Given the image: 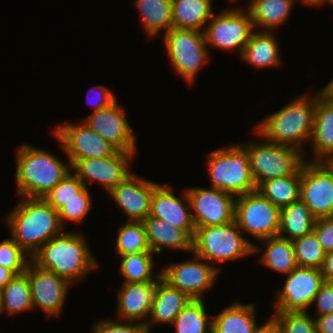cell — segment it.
Here are the masks:
<instances>
[{
    "label": "cell",
    "mask_w": 333,
    "mask_h": 333,
    "mask_svg": "<svg viewBox=\"0 0 333 333\" xmlns=\"http://www.w3.org/2000/svg\"><path fill=\"white\" fill-rule=\"evenodd\" d=\"M33 310L31 286L26 273L15 275L0 293V312L10 315Z\"/></svg>",
    "instance_id": "obj_32"
},
{
    "label": "cell",
    "mask_w": 333,
    "mask_h": 333,
    "mask_svg": "<svg viewBox=\"0 0 333 333\" xmlns=\"http://www.w3.org/2000/svg\"><path fill=\"white\" fill-rule=\"evenodd\" d=\"M260 241L266 243V248L259 259L267 268L288 275L298 267L291 240L278 235Z\"/></svg>",
    "instance_id": "obj_31"
},
{
    "label": "cell",
    "mask_w": 333,
    "mask_h": 333,
    "mask_svg": "<svg viewBox=\"0 0 333 333\" xmlns=\"http://www.w3.org/2000/svg\"><path fill=\"white\" fill-rule=\"evenodd\" d=\"M211 187L240 196L257 190L250 172L248 149L243 144L230 145L207 156Z\"/></svg>",
    "instance_id": "obj_5"
},
{
    "label": "cell",
    "mask_w": 333,
    "mask_h": 333,
    "mask_svg": "<svg viewBox=\"0 0 333 333\" xmlns=\"http://www.w3.org/2000/svg\"><path fill=\"white\" fill-rule=\"evenodd\" d=\"M86 241L79 232H62L43 244L31 257L32 262L75 284L98 267Z\"/></svg>",
    "instance_id": "obj_2"
},
{
    "label": "cell",
    "mask_w": 333,
    "mask_h": 333,
    "mask_svg": "<svg viewBox=\"0 0 333 333\" xmlns=\"http://www.w3.org/2000/svg\"><path fill=\"white\" fill-rule=\"evenodd\" d=\"M203 260L194 254L193 260L170 263L161 271V278L191 300H203L205 291L214 285L222 270L219 266Z\"/></svg>",
    "instance_id": "obj_12"
},
{
    "label": "cell",
    "mask_w": 333,
    "mask_h": 333,
    "mask_svg": "<svg viewBox=\"0 0 333 333\" xmlns=\"http://www.w3.org/2000/svg\"><path fill=\"white\" fill-rule=\"evenodd\" d=\"M142 222L153 253H161L163 247L192 253L193 237L185 229L176 228L153 216H148Z\"/></svg>",
    "instance_id": "obj_23"
},
{
    "label": "cell",
    "mask_w": 333,
    "mask_h": 333,
    "mask_svg": "<svg viewBox=\"0 0 333 333\" xmlns=\"http://www.w3.org/2000/svg\"><path fill=\"white\" fill-rule=\"evenodd\" d=\"M134 5L142 17V26L148 37L167 33L172 27V0H135Z\"/></svg>",
    "instance_id": "obj_30"
},
{
    "label": "cell",
    "mask_w": 333,
    "mask_h": 333,
    "mask_svg": "<svg viewBox=\"0 0 333 333\" xmlns=\"http://www.w3.org/2000/svg\"><path fill=\"white\" fill-rule=\"evenodd\" d=\"M324 283L321 269L297 267L277 291L275 311H307Z\"/></svg>",
    "instance_id": "obj_16"
},
{
    "label": "cell",
    "mask_w": 333,
    "mask_h": 333,
    "mask_svg": "<svg viewBox=\"0 0 333 333\" xmlns=\"http://www.w3.org/2000/svg\"><path fill=\"white\" fill-rule=\"evenodd\" d=\"M331 166H333V156L327 161Z\"/></svg>",
    "instance_id": "obj_53"
},
{
    "label": "cell",
    "mask_w": 333,
    "mask_h": 333,
    "mask_svg": "<svg viewBox=\"0 0 333 333\" xmlns=\"http://www.w3.org/2000/svg\"><path fill=\"white\" fill-rule=\"evenodd\" d=\"M241 234L235 219L224 225L197 227L192 253L209 263H223L261 250Z\"/></svg>",
    "instance_id": "obj_6"
},
{
    "label": "cell",
    "mask_w": 333,
    "mask_h": 333,
    "mask_svg": "<svg viewBox=\"0 0 333 333\" xmlns=\"http://www.w3.org/2000/svg\"><path fill=\"white\" fill-rule=\"evenodd\" d=\"M94 89H96L97 93H98V98L96 97V99H98L96 102L93 101H89L91 102L90 105L93 106L94 108V112L95 111H99L102 110L105 107H108L109 105H111L112 103H114L116 101V97L115 95L109 91L107 88H105L102 85H97V86H93L90 90H93L92 92L90 91V93H94ZM89 95L87 94V99H89ZM97 96V95H96ZM90 100V99H89Z\"/></svg>",
    "instance_id": "obj_45"
},
{
    "label": "cell",
    "mask_w": 333,
    "mask_h": 333,
    "mask_svg": "<svg viewBox=\"0 0 333 333\" xmlns=\"http://www.w3.org/2000/svg\"><path fill=\"white\" fill-rule=\"evenodd\" d=\"M206 310L204 300H191L171 325L176 333H212L213 319Z\"/></svg>",
    "instance_id": "obj_35"
},
{
    "label": "cell",
    "mask_w": 333,
    "mask_h": 333,
    "mask_svg": "<svg viewBox=\"0 0 333 333\" xmlns=\"http://www.w3.org/2000/svg\"><path fill=\"white\" fill-rule=\"evenodd\" d=\"M158 183L131 174L109 194L128 217L127 221L142 222L150 214L151 199Z\"/></svg>",
    "instance_id": "obj_19"
},
{
    "label": "cell",
    "mask_w": 333,
    "mask_h": 333,
    "mask_svg": "<svg viewBox=\"0 0 333 333\" xmlns=\"http://www.w3.org/2000/svg\"><path fill=\"white\" fill-rule=\"evenodd\" d=\"M25 273L31 286L33 309L39 307L49 317L58 316L63 311L71 283L54 272L39 268L32 261Z\"/></svg>",
    "instance_id": "obj_17"
},
{
    "label": "cell",
    "mask_w": 333,
    "mask_h": 333,
    "mask_svg": "<svg viewBox=\"0 0 333 333\" xmlns=\"http://www.w3.org/2000/svg\"><path fill=\"white\" fill-rule=\"evenodd\" d=\"M17 150L15 183L21 197L43 198L72 171L70 163L49 151L28 144Z\"/></svg>",
    "instance_id": "obj_4"
},
{
    "label": "cell",
    "mask_w": 333,
    "mask_h": 333,
    "mask_svg": "<svg viewBox=\"0 0 333 333\" xmlns=\"http://www.w3.org/2000/svg\"><path fill=\"white\" fill-rule=\"evenodd\" d=\"M244 146L248 149L250 172L256 188L272 178L301 175V167L306 161L304 156L307 155L303 150L268 140Z\"/></svg>",
    "instance_id": "obj_7"
},
{
    "label": "cell",
    "mask_w": 333,
    "mask_h": 333,
    "mask_svg": "<svg viewBox=\"0 0 333 333\" xmlns=\"http://www.w3.org/2000/svg\"><path fill=\"white\" fill-rule=\"evenodd\" d=\"M292 244L298 267L322 268L326 252L313 231L303 237L294 239Z\"/></svg>",
    "instance_id": "obj_37"
},
{
    "label": "cell",
    "mask_w": 333,
    "mask_h": 333,
    "mask_svg": "<svg viewBox=\"0 0 333 333\" xmlns=\"http://www.w3.org/2000/svg\"><path fill=\"white\" fill-rule=\"evenodd\" d=\"M84 122L119 151L136 152V138L117 100L99 111H93Z\"/></svg>",
    "instance_id": "obj_18"
},
{
    "label": "cell",
    "mask_w": 333,
    "mask_h": 333,
    "mask_svg": "<svg viewBox=\"0 0 333 333\" xmlns=\"http://www.w3.org/2000/svg\"><path fill=\"white\" fill-rule=\"evenodd\" d=\"M297 1H300V2H303L304 4H307V5H314V6H320V3L322 0H297Z\"/></svg>",
    "instance_id": "obj_51"
},
{
    "label": "cell",
    "mask_w": 333,
    "mask_h": 333,
    "mask_svg": "<svg viewBox=\"0 0 333 333\" xmlns=\"http://www.w3.org/2000/svg\"><path fill=\"white\" fill-rule=\"evenodd\" d=\"M255 311L253 303H232L212 318V333H254L258 326Z\"/></svg>",
    "instance_id": "obj_26"
},
{
    "label": "cell",
    "mask_w": 333,
    "mask_h": 333,
    "mask_svg": "<svg viewBox=\"0 0 333 333\" xmlns=\"http://www.w3.org/2000/svg\"><path fill=\"white\" fill-rule=\"evenodd\" d=\"M185 191L193 210L191 215L195 228L224 225L234 220V195L212 187H190Z\"/></svg>",
    "instance_id": "obj_14"
},
{
    "label": "cell",
    "mask_w": 333,
    "mask_h": 333,
    "mask_svg": "<svg viewBox=\"0 0 333 333\" xmlns=\"http://www.w3.org/2000/svg\"><path fill=\"white\" fill-rule=\"evenodd\" d=\"M208 22L203 30L206 45L227 51L237 48L240 56L255 30L249 11L242 8L214 13Z\"/></svg>",
    "instance_id": "obj_10"
},
{
    "label": "cell",
    "mask_w": 333,
    "mask_h": 333,
    "mask_svg": "<svg viewBox=\"0 0 333 333\" xmlns=\"http://www.w3.org/2000/svg\"><path fill=\"white\" fill-rule=\"evenodd\" d=\"M314 94L310 98L303 94L268 115L256 124L255 133L263 140L302 150L301 145L305 141L310 142L313 133L316 110V93Z\"/></svg>",
    "instance_id": "obj_3"
},
{
    "label": "cell",
    "mask_w": 333,
    "mask_h": 333,
    "mask_svg": "<svg viewBox=\"0 0 333 333\" xmlns=\"http://www.w3.org/2000/svg\"><path fill=\"white\" fill-rule=\"evenodd\" d=\"M267 320L264 325H258L254 333H282L281 326L273 316L267 318Z\"/></svg>",
    "instance_id": "obj_48"
},
{
    "label": "cell",
    "mask_w": 333,
    "mask_h": 333,
    "mask_svg": "<svg viewBox=\"0 0 333 333\" xmlns=\"http://www.w3.org/2000/svg\"><path fill=\"white\" fill-rule=\"evenodd\" d=\"M312 161H328L333 156V101L316 92V110L311 140Z\"/></svg>",
    "instance_id": "obj_24"
},
{
    "label": "cell",
    "mask_w": 333,
    "mask_h": 333,
    "mask_svg": "<svg viewBox=\"0 0 333 333\" xmlns=\"http://www.w3.org/2000/svg\"><path fill=\"white\" fill-rule=\"evenodd\" d=\"M84 187V183L71 171L43 199L58 211L68 200L76 197Z\"/></svg>",
    "instance_id": "obj_38"
},
{
    "label": "cell",
    "mask_w": 333,
    "mask_h": 333,
    "mask_svg": "<svg viewBox=\"0 0 333 333\" xmlns=\"http://www.w3.org/2000/svg\"><path fill=\"white\" fill-rule=\"evenodd\" d=\"M12 238L0 242V265L10 269L15 275L25 273L32 259Z\"/></svg>",
    "instance_id": "obj_41"
},
{
    "label": "cell",
    "mask_w": 333,
    "mask_h": 333,
    "mask_svg": "<svg viewBox=\"0 0 333 333\" xmlns=\"http://www.w3.org/2000/svg\"><path fill=\"white\" fill-rule=\"evenodd\" d=\"M272 316L282 333H318L315 320L306 311H275Z\"/></svg>",
    "instance_id": "obj_39"
},
{
    "label": "cell",
    "mask_w": 333,
    "mask_h": 333,
    "mask_svg": "<svg viewBox=\"0 0 333 333\" xmlns=\"http://www.w3.org/2000/svg\"><path fill=\"white\" fill-rule=\"evenodd\" d=\"M116 251L120 256L140 252H152L143 222L127 221L119 227Z\"/></svg>",
    "instance_id": "obj_36"
},
{
    "label": "cell",
    "mask_w": 333,
    "mask_h": 333,
    "mask_svg": "<svg viewBox=\"0 0 333 333\" xmlns=\"http://www.w3.org/2000/svg\"><path fill=\"white\" fill-rule=\"evenodd\" d=\"M318 95L326 100L333 101V79L321 90L317 91Z\"/></svg>",
    "instance_id": "obj_50"
},
{
    "label": "cell",
    "mask_w": 333,
    "mask_h": 333,
    "mask_svg": "<svg viewBox=\"0 0 333 333\" xmlns=\"http://www.w3.org/2000/svg\"><path fill=\"white\" fill-rule=\"evenodd\" d=\"M5 221L11 231V238L30 258L47 241L60 235L62 227L58 211L43 198L21 197Z\"/></svg>",
    "instance_id": "obj_1"
},
{
    "label": "cell",
    "mask_w": 333,
    "mask_h": 333,
    "mask_svg": "<svg viewBox=\"0 0 333 333\" xmlns=\"http://www.w3.org/2000/svg\"><path fill=\"white\" fill-rule=\"evenodd\" d=\"M313 303H316L317 316L333 313V283L324 282Z\"/></svg>",
    "instance_id": "obj_44"
},
{
    "label": "cell",
    "mask_w": 333,
    "mask_h": 333,
    "mask_svg": "<svg viewBox=\"0 0 333 333\" xmlns=\"http://www.w3.org/2000/svg\"><path fill=\"white\" fill-rule=\"evenodd\" d=\"M315 221L310 209L300 199L281 209L278 235L293 241L311 233Z\"/></svg>",
    "instance_id": "obj_29"
},
{
    "label": "cell",
    "mask_w": 333,
    "mask_h": 333,
    "mask_svg": "<svg viewBox=\"0 0 333 333\" xmlns=\"http://www.w3.org/2000/svg\"><path fill=\"white\" fill-rule=\"evenodd\" d=\"M119 258L121 259L119 270L124 277L123 283L157 282L161 278V272L155 276L152 274L153 252L127 254Z\"/></svg>",
    "instance_id": "obj_34"
},
{
    "label": "cell",
    "mask_w": 333,
    "mask_h": 333,
    "mask_svg": "<svg viewBox=\"0 0 333 333\" xmlns=\"http://www.w3.org/2000/svg\"><path fill=\"white\" fill-rule=\"evenodd\" d=\"M15 274L10 270L0 265V289L3 288Z\"/></svg>",
    "instance_id": "obj_49"
},
{
    "label": "cell",
    "mask_w": 333,
    "mask_h": 333,
    "mask_svg": "<svg viewBox=\"0 0 333 333\" xmlns=\"http://www.w3.org/2000/svg\"><path fill=\"white\" fill-rule=\"evenodd\" d=\"M155 288L156 282L123 283L117 298L118 320L146 324L150 316Z\"/></svg>",
    "instance_id": "obj_21"
},
{
    "label": "cell",
    "mask_w": 333,
    "mask_h": 333,
    "mask_svg": "<svg viewBox=\"0 0 333 333\" xmlns=\"http://www.w3.org/2000/svg\"><path fill=\"white\" fill-rule=\"evenodd\" d=\"M191 299L177 288L169 285L160 278L156 282V288L153 296L150 319L146 325L151 332V324L168 323L172 324L178 314L186 307Z\"/></svg>",
    "instance_id": "obj_22"
},
{
    "label": "cell",
    "mask_w": 333,
    "mask_h": 333,
    "mask_svg": "<svg viewBox=\"0 0 333 333\" xmlns=\"http://www.w3.org/2000/svg\"><path fill=\"white\" fill-rule=\"evenodd\" d=\"M281 209L257 190L235 198L234 219L244 233L257 240L278 236Z\"/></svg>",
    "instance_id": "obj_9"
},
{
    "label": "cell",
    "mask_w": 333,
    "mask_h": 333,
    "mask_svg": "<svg viewBox=\"0 0 333 333\" xmlns=\"http://www.w3.org/2000/svg\"><path fill=\"white\" fill-rule=\"evenodd\" d=\"M59 146L73 166L78 160L104 158L113 155L117 149L84 121L81 124H59L53 130Z\"/></svg>",
    "instance_id": "obj_13"
},
{
    "label": "cell",
    "mask_w": 333,
    "mask_h": 333,
    "mask_svg": "<svg viewBox=\"0 0 333 333\" xmlns=\"http://www.w3.org/2000/svg\"><path fill=\"white\" fill-rule=\"evenodd\" d=\"M257 191L280 209L300 200L301 175L272 178L257 187Z\"/></svg>",
    "instance_id": "obj_33"
},
{
    "label": "cell",
    "mask_w": 333,
    "mask_h": 333,
    "mask_svg": "<svg viewBox=\"0 0 333 333\" xmlns=\"http://www.w3.org/2000/svg\"><path fill=\"white\" fill-rule=\"evenodd\" d=\"M314 320L318 333H333V313L317 316Z\"/></svg>",
    "instance_id": "obj_46"
},
{
    "label": "cell",
    "mask_w": 333,
    "mask_h": 333,
    "mask_svg": "<svg viewBox=\"0 0 333 333\" xmlns=\"http://www.w3.org/2000/svg\"><path fill=\"white\" fill-rule=\"evenodd\" d=\"M173 191L172 186L166 187L160 184L154 188L149 216L164 220L176 228L185 229L194 237L195 226L188 194L184 191L182 195L184 199L180 200V197L175 196Z\"/></svg>",
    "instance_id": "obj_20"
},
{
    "label": "cell",
    "mask_w": 333,
    "mask_h": 333,
    "mask_svg": "<svg viewBox=\"0 0 333 333\" xmlns=\"http://www.w3.org/2000/svg\"><path fill=\"white\" fill-rule=\"evenodd\" d=\"M321 271L324 282L333 283V251L326 253Z\"/></svg>",
    "instance_id": "obj_47"
},
{
    "label": "cell",
    "mask_w": 333,
    "mask_h": 333,
    "mask_svg": "<svg viewBox=\"0 0 333 333\" xmlns=\"http://www.w3.org/2000/svg\"><path fill=\"white\" fill-rule=\"evenodd\" d=\"M326 2L333 7V0H322L320 5L327 4Z\"/></svg>",
    "instance_id": "obj_52"
},
{
    "label": "cell",
    "mask_w": 333,
    "mask_h": 333,
    "mask_svg": "<svg viewBox=\"0 0 333 333\" xmlns=\"http://www.w3.org/2000/svg\"><path fill=\"white\" fill-rule=\"evenodd\" d=\"M136 152L117 150L113 155L104 158H88L78 160L72 171L84 183L98 182L109 193L119 183L125 181L131 174V159ZM87 180V181H86Z\"/></svg>",
    "instance_id": "obj_15"
},
{
    "label": "cell",
    "mask_w": 333,
    "mask_h": 333,
    "mask_svg": "<svg viewBox=\"0 0 333 333\" xmlns=\"http://www.w3.org/2000/svg\"><path fill=\"white\" fill-rule=\"evenodd\" d=\"M300 199L315 218L333 217V166L327 161H305Z\"/></svg>",
    "instance_id": "obj_11"
},
{
    "label": "cell",
    "mask_w": 333,
    "mask_h": 333,
    "mask_svg": "<svg viewBox=\"0 0 333 333\" xmlns=\"http://www.w3.org/2000/svg\"><path fill=\"white\" fill-rule=\"evenodd\" d=\"M313 232L326 253L333 251V217L316 218Z\"/></svg>",
    "instance_id": "obj_43"
},
{
    "label": "cell",
    "mask_w": 333,
    "mask_h": 333,
    "mask_svg": "<svg viewBox=\"0 0 333 333\" xmlns=\"http://www.w3.org/2000/svg\"><path fill=\"white\" fill-rule=\"evenodd\" d=\"M92 207V197L88 187H84L74 198L58 210L59 220L63 228L68 221L81 223ZM66 221V222H65ZM65 222V223H64Z\"/></svg>",
    "instance_id": "obj_40"
},
{
    "label": "cell",
    "mask_w": 333,
    "mask_h": 333,
    "mask_svg": "<svg viewBox=\"0 0 333 333\" xmlns=\"http://www.w3.org/2000/svg\"><path fill=\"white\" fill-rule=\"evenodd\" d=\"M297 0H250L247 10L251 15L254 29L274 31L287 21Z\"/></svg>",
    "instance_id": "obj_27"
},
{
    "label": "cell",
    "mask_w": 333,
    "mask_h": 333,
    "mask_svg": "<svg viewBox=\"0 0 333 333\" xmlns=\"http://www.w3.org/2000/svg\"><path fill=\"white\" fill-rule=\"evenodd\" d=\"M134 324V325H133ZM93 333H151L142 322L125 321L120 323L111 319H102L93 325Z\"/></svg>",
    "instance_id": "obj_42"
},
{
    "label": "cell",
    "mask_w": 333,
    "mask_h": 333,
    "mask_svg": "<svg viewBox=\"0 0 333 333\" xmlns=\"http://www.w3.org/2000/svg\"><path fill=\"white\" fill-rule=\"evenodd\" d=\"M274 31H253L241 54L248 64L257 69L279 66L281 64L280 47Z\"/></svg>",
    "instance_id": "obj_25"
},
{
    "label": "cell",
    "mask_w": 333,
    "mask_h": 333,
    "mask_svg": "<svg viewBox=\"0 0 333 333\" xmlns=\"http://www.w3.org/2000/svg\"><path fill=\"white\" fill-rule=\"evenodd\" d=\"M164 44L175 72L189 84L211 59L203 31L172 27L164 33Z\"/></svg>",
    "instance_id": "obj_8"
},
{
    "label": "cell",
    "mask_w": 333,
    "mask_h": 333,
    "mask_svg": "<svg viewBox=\"0 0 333 333\" xmlns=\"http://www.w3.org/2000/svg\"><path fill=\"white\" fill-rule=\"evenodd\" d=\"M213 0H172L173 27L203 31L214 15ZM204 27V28H202Z\"/></svg>",
    "instance_id": "obj_28"
}]
</instances>
